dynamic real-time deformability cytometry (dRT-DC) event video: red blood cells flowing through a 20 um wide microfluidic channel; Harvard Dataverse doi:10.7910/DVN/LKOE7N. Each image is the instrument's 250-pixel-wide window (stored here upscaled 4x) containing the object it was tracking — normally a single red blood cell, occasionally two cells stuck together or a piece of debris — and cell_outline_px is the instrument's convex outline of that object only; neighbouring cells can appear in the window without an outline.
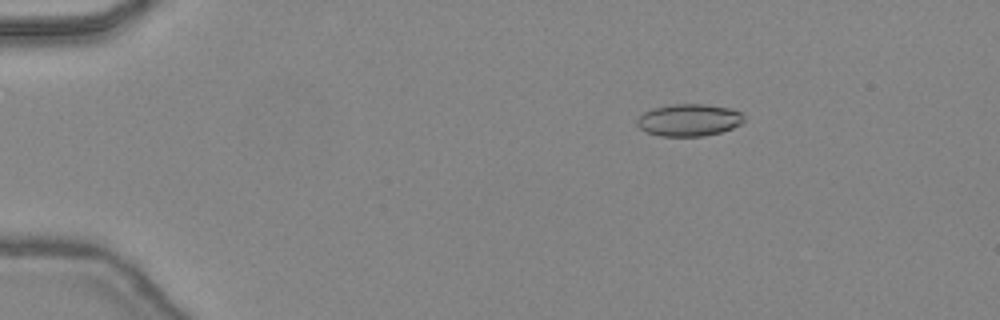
{"species": "common noctule bat (a hibernating species)", "species_latin": "Nyctalus noctula", "temperature_condition": "warm", "stored_images_in_passage": 46, "camera_frame_rate_fps": 3000, "um_per_image_px": 0.085, "animal": {"sex": "female", "body_mass_g": 24.6, "forearm_length_mm": 56.2}, "frame": {"image": 1, "passage_image": 8, "time_ms": 2.333, "image_size_px": [1000, 320], "cell_outline_px": [[744, 120], [740, 124], [732, 128], [720, 132], [704, 136], [660, 136], [648, 132], [640, 128], [636, 124], [636, 120], [644, 112], [652, 108], [676, 104], [704, 104], [732, 108], [740, 112], [744, 116]], "centroid_in_image_um": [58.57, 10.2], "position_along_channel_um": 26.4, "area_um2": 20.0}}
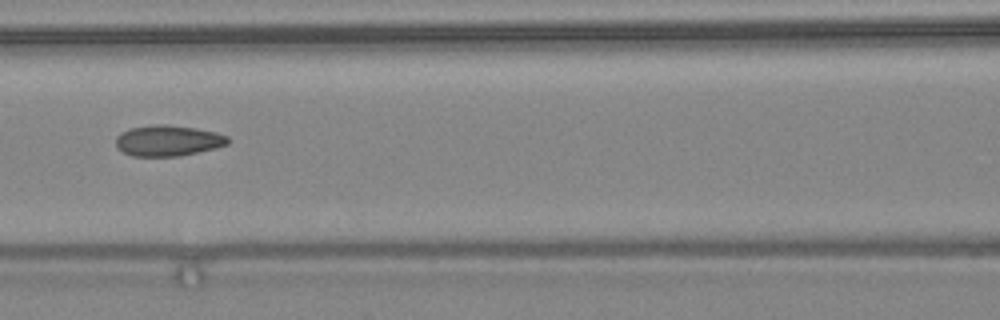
{"frame": {"image": 2, "passage_image": 22, "time_ms": 7.0, "image_size_px": [1000, 320], "cell_outline_px": [[228, 144], [216, 148], [180, 156], [132, 156], [116, 148], [116, 136], [120, 132], [132, 128], [156, 124], [164, 124], [196, 128], [216, 132], [228, 136]], "centroid_in_image_um": [14.27, 11.95], "position_along_channel_um": 152.3, "area_um2": 20.17}}
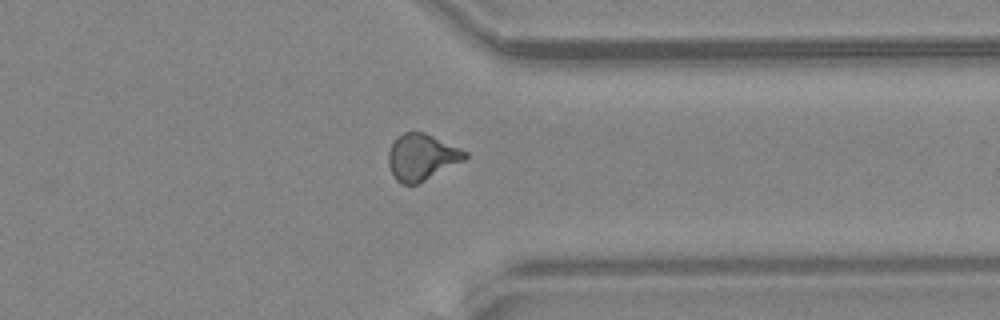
{"frame": {"image": 3, "passage_image": 37, "time_ms": 12.0, "image_size_px": [1000, 320], "cell_outline_px": [[468, 156], [464, 160], [416, 184], [400, 184], [392, 176], [388, 164], [388, 152], [396, 136], [404, 132], [424, 132], [460, 148], [468, 152]], "centroid_in_image_um": [35.81, 13.34], "position_along_channel_um": 375.6, "area_um2": 20.58}, "authors_computed_cell_mechanics": {"area_um2": 19.941, "velocity_mm_per_s": 4.5073, "shape_relaxation_time_tau1_ms": null, "shape_relaxation_time_tau2_ms": 1.7931, "deformation_change_tau1": null, "deformation_change_tau2": 0.0814}}